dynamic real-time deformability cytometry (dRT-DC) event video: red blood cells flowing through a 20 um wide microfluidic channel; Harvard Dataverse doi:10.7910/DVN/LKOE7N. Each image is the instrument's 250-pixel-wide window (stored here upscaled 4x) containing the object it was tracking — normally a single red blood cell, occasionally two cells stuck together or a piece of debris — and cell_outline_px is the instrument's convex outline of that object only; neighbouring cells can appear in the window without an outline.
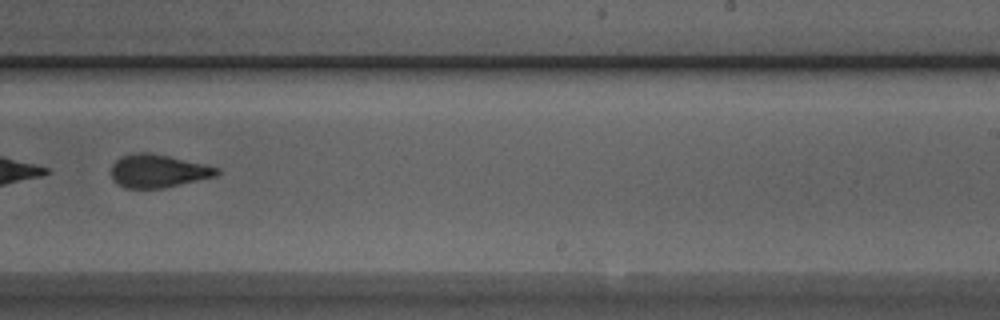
{"species": "Egyptian fruit bat (a non-hibernating species)", "species_latin": "Rousettus aegyptiacus", "temperature_condition": "room temperature", "stored_images_in_passage": 30, "camera_frame_rate_fps": 3000, "um_per_image_px": 0.085, "animal": {"sex": "male"}, "frame": {"image": 1, "passage_image": 18, "time_ms": 5.667, "image_size_px": [1000, 320], "cell_outline_px": [[220, 172], [216, 176], [164, 188], [124, 188], [116, 184], [112, 180], [112, 164], [120, 156], [132, 152], [152, 152], [204, 164], [220, 168]], "centroid_in_image_um": [13.41, 14.52], "position_along_channel_um": 275.6, "area_um2": 20.63}, "authors_computed_cell_mechanics": {"area_um2": 21.1259, "velocity_mm_per_s": 3.9948, "shape_relaxation_time_tau1_ms": 4.9546, "shape_relaxation_time_tau2_ms": 2.1621, "deformation_change_tau1": 0.1539, "deformation_change_tau2": 0.099}}